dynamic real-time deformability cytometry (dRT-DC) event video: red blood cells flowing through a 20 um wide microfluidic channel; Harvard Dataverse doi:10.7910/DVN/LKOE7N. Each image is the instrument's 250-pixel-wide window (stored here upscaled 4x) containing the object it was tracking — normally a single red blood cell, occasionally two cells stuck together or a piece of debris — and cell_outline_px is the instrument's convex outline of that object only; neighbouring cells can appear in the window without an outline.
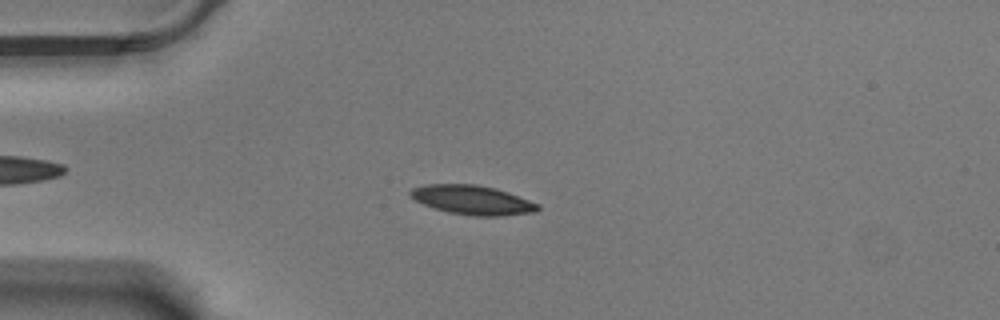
{"species": "Egyptian fruit bat (a non-hibernating species)", "species_latin": "Rousettus aegyptiacus", "temperature_condition": "warm", "stored_images_in_passage": 58, "camera_frame_rate_fps": 3000, "um_per_image_px": 0.085, "animal": {"sex": "male"}, "frame": {"image": 1, "passage_image": 15, "time_ms": 4.667, "image_size_px": [1000, 320], "cell_outline_px": [[540, 208], [536, 212], [504, 216], [472, 216], [448, 212], [424, 204], [416, 200], [408, 192], [412, 188], [424, 184], [476, 184], [496, 188], [508, 192], [540, 204]], "centroid_in_image_um": [40.19, 17.0], "position_along_channel_um": 44.8, "area_um2": 21.79}}
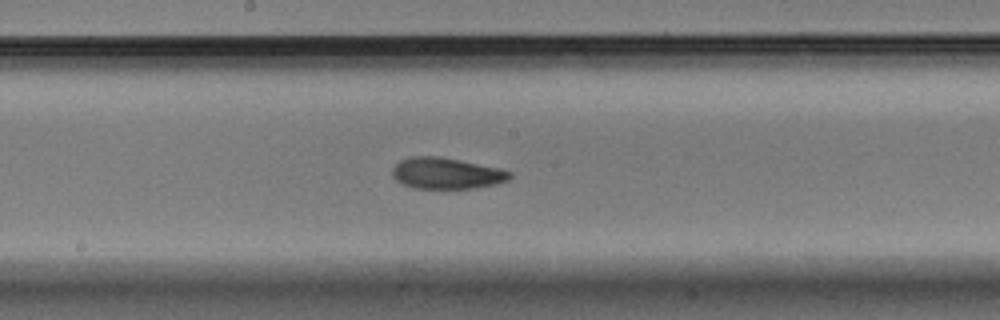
{"frame": {"image": 2, "passage_image": 31, "time_ms": 10.0, "image_size_px": [1000, 320], "cell_outline_px": [[512, 176], [508, 180], [496, 184], [476, 188], [412, 188], [396, 180], [392, 176], [392, 168], [400, 160], [412, 156], [440, 156], [500, 168], [512, 172]], "centroid_in_image_um": [37.95, 14.73], "position_along_channel_um": 210.2, "area_um2": 21.44}}
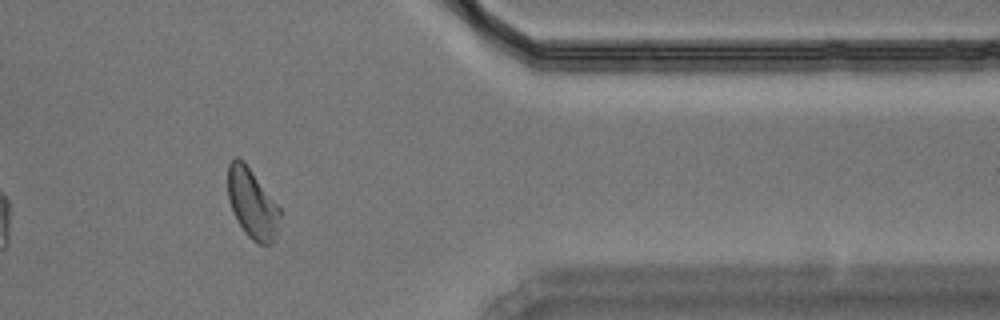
{"frame": {"image": 3, "passage_image": 48, "time_ms": 15.667, "image_size_px": [1000, 320], "cell_outline_px": [[280, 216], [276, 236], [272, 244], [260, 244], [252, 240], [244, 232], [236, 220], [228, 200], [228, 164], [236, 156], [244, 160], [280, 208]], "centroid_in_image_um": [21.42, 17.3], "position_along_channel_um": 390.0, "area_um2": 21.21}, "authors_computed_cell_mechanics": {"area_um2": 20.9814, "velocity_mm_per_s": 3.4873, "shape_relaxation_time_tau1_ms": 3.0013, "shape_relaxation_time_tau2_ms": 3.4779, "deformation_change_tau1": 0.1145, "deformation_change_tau2": 0.0838}}